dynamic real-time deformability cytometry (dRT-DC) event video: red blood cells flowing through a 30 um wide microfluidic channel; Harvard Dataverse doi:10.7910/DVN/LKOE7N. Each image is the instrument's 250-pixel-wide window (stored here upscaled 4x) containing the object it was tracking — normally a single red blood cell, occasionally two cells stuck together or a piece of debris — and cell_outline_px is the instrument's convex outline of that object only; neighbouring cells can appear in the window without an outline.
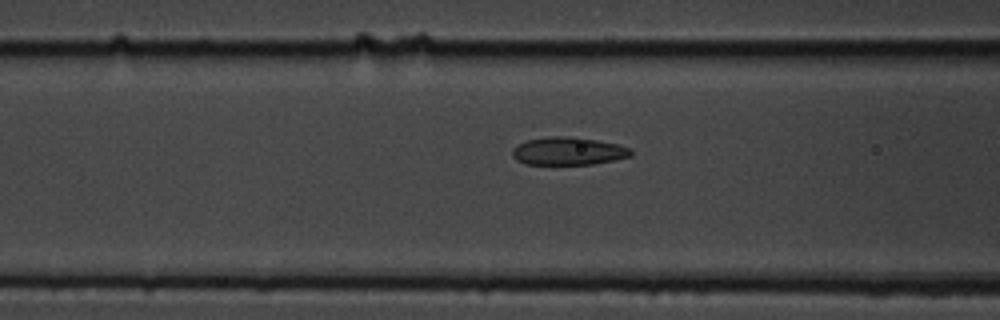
{"species": "common noctule bat (a hibernating species)", "species_latin": "Nyctalus noctula", "temperature_condition": "cold", "stored_images_in_passage": 8, "camera_frame_rate_fps": 3000, "um_per_image_px": 0.085, "animal": {"sex": "male", "body_mass_g": 19.5, "forearm_length_mm": 54.6}, "frame": {"image": 1, "passage_image": 8, "time_ms": 9.0, "image_size_px": [1000, 320], "cell_outline_px": [[632, 156], [592, 164], [524, 164], [516, 160], [512, 156], [512, 148], [528, 140], [552, 136], [568, 136], [596, 140], [616, 144], [632, 148]], "centroid_in_image_um": [48.3, 12.85], "position_along_channel_um": 118.3, "area_um2": 19.13}}